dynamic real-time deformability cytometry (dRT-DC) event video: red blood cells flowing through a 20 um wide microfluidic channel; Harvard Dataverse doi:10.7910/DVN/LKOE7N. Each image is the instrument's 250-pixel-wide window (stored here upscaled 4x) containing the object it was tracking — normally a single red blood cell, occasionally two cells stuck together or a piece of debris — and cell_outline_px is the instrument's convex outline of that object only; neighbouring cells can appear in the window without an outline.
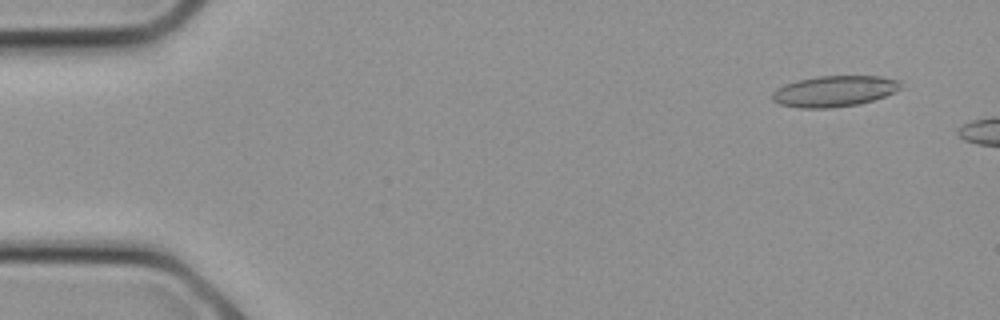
{"species": "common noctule bat (a hibernating species)", "species_latin": "Nyctalus noctula", "temperature_condition": "cold", "stored_images_in_passage": 6, "camera_frame_rate_fps": 3000, "um_per_image_px": 0.085, "animal": {"sex": "female", "body_mass_g": 21.9}, "frame": {"image": 1, "passage_image": 2, "time_ms": 0.333, "image_size_px": [1000, 320], "cell_outline_px": [[904, 88], [884, 96], [860, 104], [832, 108], [800, 108], [780, 104], [772, 100], [772, 92], [776, 88], [784, 84], [816, 76], [880, 76], [900, 80]], "centroid_in_image_um": [70.93, 7.75], "position_along_channel_um": 14.1, "area_um2": 23.35}}